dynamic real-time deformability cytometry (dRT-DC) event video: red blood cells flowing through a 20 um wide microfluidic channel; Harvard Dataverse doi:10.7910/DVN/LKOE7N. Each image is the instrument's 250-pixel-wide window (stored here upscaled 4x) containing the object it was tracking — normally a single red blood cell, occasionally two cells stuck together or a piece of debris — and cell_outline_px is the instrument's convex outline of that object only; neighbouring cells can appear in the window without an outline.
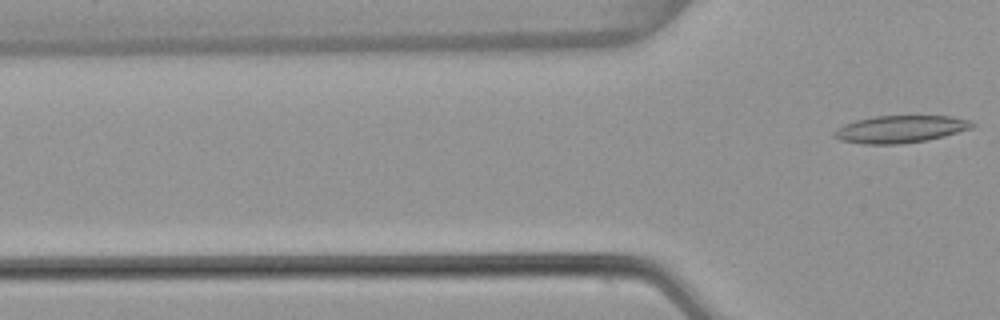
{"species": "common noctule bat (a hibernating species)", "species_latin": "Nyctalus noctula", "temperature_condition": "warm", "stored_images_in_passage": 4, "camera_frame_rate_fps": 3000, "um_per_image_px": 0.085, "animal": {"sex": "female", "body_mass_g": 22.7, "forearm_length_mm": 54.2}, "frame": {"image": 1, "passage_image": 4, "time_ms": 1.0, "image_size_px": [1000, 320], "cell_outline_px": [[976, 124], [972, 128], [944, 136], [924, 140], [900, 144], [864, 144], [840, 140], [832, 136], [832, 132], [836, 128], [844, 124], [856, 120], [876, 116], [952, 116], [968, 120]], "centroid_in_image_um": [76.49, 10.97], "position_along_channel_um": 49.3, "area_um2": 21.91}}